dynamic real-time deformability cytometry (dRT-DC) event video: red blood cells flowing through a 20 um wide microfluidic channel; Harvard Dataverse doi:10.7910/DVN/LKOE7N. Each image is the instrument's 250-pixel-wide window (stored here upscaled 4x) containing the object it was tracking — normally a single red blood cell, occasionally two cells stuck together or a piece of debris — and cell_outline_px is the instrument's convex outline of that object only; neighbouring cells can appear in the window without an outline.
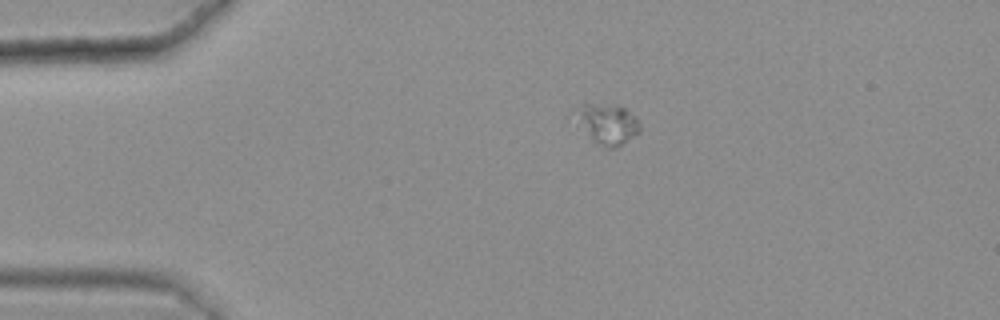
{"species": "common noctule bat (a hibernating species)", "species_latin": "Nyctalus noctula", "temperature_condition": "warm", "stored_images_in_passage": 41, "camera_frame_rate_fps": 3000, "um_per_image_px": 0.085, "animal": {"sex": "female", "body_mass_g": 25.1}, "frame": {"image": 1, "passage_image": 1, "time_ms": 0.0, "image_size_px": [1000, 320], "cell_outline_px": [[640, 132], [616, 148], [608, 148], [596, 144], [592, 140], [576, 108], [580, 104], [616, 104], [624, 108], [636, 116], [640, 124]], "centroid_in_image_um": [51.75, 10.53], "position_along_channel_um": 33.2, "area_um2": 14.51}}
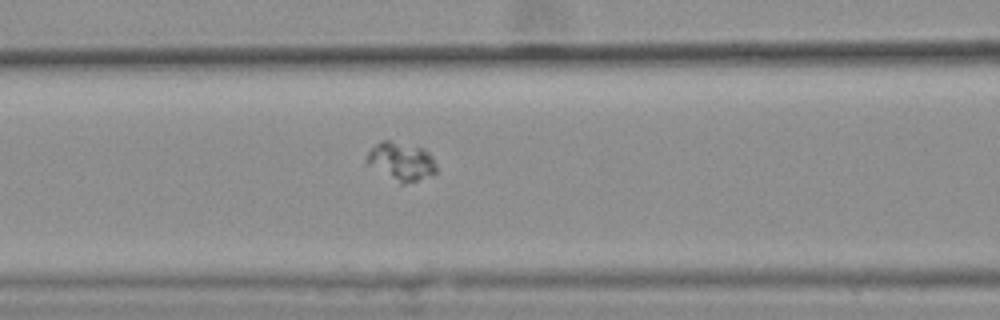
{"frame": {"image": 2, "passage_image": 13, "time_ms": 4.0, "image_size_px": [1000, 320], "cell_outline_px": [[436, 172], [416, 180], [404, 184], [400, 184], [364, 164], [364, 160], [368, 152], [380, 140], [388, 140], [424, 148], [432, 156], [436, 164]], "centroid_in_image_um": [34.04, 13.71], "position_along_channel_um": 132.6, "area_um2": 15.66}}
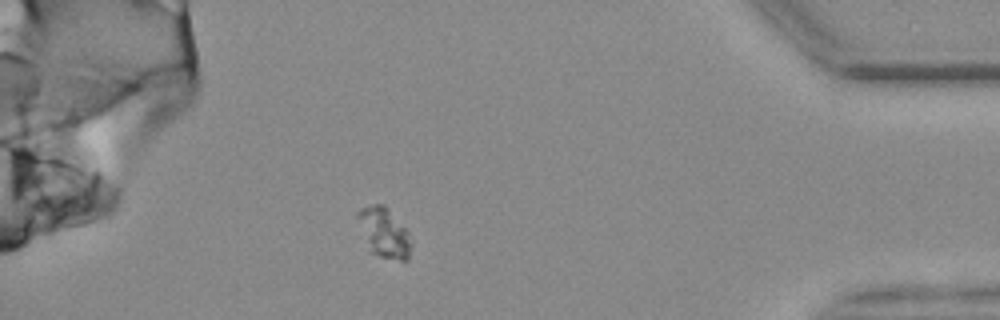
{"frame": {"image": 3, "passage_image": 39, "time_ms": 12.667, "image_size_px": [1000, 320], "cell_outline_px": [[412, 244], [408, 260], [400, 260], [380, 256], [368, 252], [356, 216], [356, 212], [360, 208], [372, 204], [384, 204], [408, 232]], "centroid_in_image_um": [32.61, 19.77], "position_along_channel_um": 402.6, "area_um2": 15.61}}